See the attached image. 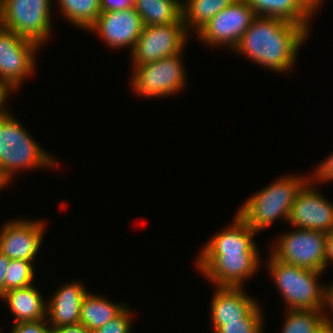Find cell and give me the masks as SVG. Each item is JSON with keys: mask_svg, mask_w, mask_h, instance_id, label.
Segmentation results:
<instances>
[{"mask_svg": "<svg viewBox=\"0 0 333 333\" xmlns=\"http://www.w3.org/2000/svg\"><path fill=\"white\" fill-rule=\"evenodd\" d=\"M231 224L213 235L199 250L196 266L214 286L243 287L261 264L256 232L237 214Z\"/></svg>", "mask_w": 333, "mask_h": 333, "instance_id": "1", "label": "cell"}, {"mask_svg": "<svg viewBox=\"0 0 333 333\" xmlns=\"http://www.w3.org/2000/svg\"><path fill=\"white\" fill-rule=\"evenodd\" d=\"M308 35L309 32L301 25L256 16L233 52L281 74L292 70L299 53L297 51Z\"/></svg>", "mask_w": 333, "mask_h": 333, "instance_id": "2", "label": "cell"}, {"mask_svg": "<svg viewBox=\"0 0 333 333\" xmlns=\"http://www.w3.org/2000/svg\"><path fill=\"white\" fill-rule=\"evenodd\" d=\"M49 154L7 108L0 112V176L7 184L18 170L55 168L58 161Z\"/></svg>", "mask_w": 333, "mask_h": 333, "instance_id": "3", "label": "cell"}, {"mask_svg": "<svg viewBox=\"0 0 333 333\" xmlns=\"http://www.w3.org/2000/svg\"><path fill=\"white\" fill-rule=\"evenodd\" d=\"M310 175H286L248 197L237 215L256 233L271 226L277 219L288 222L291 207Z\"/></svg>", "mask_w": 333, "mask_h": 333, "instance_id": "4", "label": "cell"}, {"mask_svg": "<svg viewBox=\"0 0 333 333\" xmlns=\"http://www.w3.org/2000/svg\"><path fill=\"white\" fill-rule=\"evenodd\" d=\"M267 270L275 281L287 310H323L325 286L318 281L317 270L290 265L268 258Z\"/></svg>", "mask_w": 333, "mask_h": 333, "instance_id": "5", "label": "cell"}, {"mask_svg": "<svg viewBox=\"0 0 333 333\" xmlns=\"http://www.w3.org/2000/svg\"><path fill=\"white\" fill-rule=\"evenodd\" d=\"M182 55L180 53L158 61L135 65L130 80L133 91L144 98H162L180 93L187 84Z\"/></svg>", "mask_w": 333, "mask_h": 333, "instance_id": "6", "label": "cell"}, {"mask_svg": "<svg viewBox=\"0 0 333 333\" xmlns=\"http://www.w3.org/2000/svg\"><path fill=\"white\" fill-rule=\"evenodd\" d=\"M52 0H2L4 28L40 47L52 33Z\"/></svg>", "mask_w": 333, "mask_h": 333, "instance_id": "7", "label": "cell"}, {"mask_svg": "<svg viewBox=\"0 0 333 333\" xmlns=\"http://www.w3.org/2000/svg\"><path fill=\"white\" fill-rule=\"evenodd\" d=\"M40 46L13 31H0V88L7 94L20 88L22 81L34 74Z\"/></svg>", "mask_w": 333, "mask_h": 333, "instance_id": "8", "label": "cell"}, {"mask_svg": "<svg viewBox=\"0 0 333 333\" xmlns=\"http://www.w3.org/2000/svg\"><path fill=\"white\" fill-rule=\"evenodd\" d=\"M326 233L311 229H293L279 235L270 254L290 265L325 271Z\"/></svg>", "mask_w": 333, "mask_h": 333, "instance_id": "9", "label": "cell"}, {"mask_svg": "<svg viewBox=\"0 0 333 333\" xmlns=\"http://www.w3.org/2000/svg\"><path fill=\"white\" fill-rule=\"evenodd\" d=\"M188 37L183 18L177 23L144 26L130 53L131 64L134 67L183 53Z\"/></svg>", "mask_w": 333, "mask_h": 333, "instance_id": "10", "label": "cell"}, {"mask_svg": "<svg viewBox=\"0 0 333 333\" xmlns=\"http://www.w3.org/2000/svg\"><path fill=\"white\" fill-rule=\"evenodd\" d=\"M255 17L246 0H235L195 35L208 47L227 45L226 48L233 51Z\"/></svg>", "mask_w": 333, "mask_h": 333, "instance_id": "11", "label": "cell"}, {"mask_svg": "<svg viewBox=\"0 0 333 333\" xmlns=\"http://www.w3.org/2000/svg\"><path fill=\"white\" fill-rule=\"evenodd\" d=\"M314 186V182L309 180L299 191L291 207L288 224L297 229L328 233L333 229V203Z\"/></svg>", "mask_w": 333, "mask_h": 333, "instance_id": "12", "label": "cell"}, {"mask_svg": "<svg viewBox=\"0 0 333 333\" xmlns=\"http://www.w3.org/2000/svg\"><path fill=\"white\" fill-rule=\"evenodd\" d=\"M46 223L39 219H13L0 230V252L10 260L34 262L41 247Z\"/></svg>", "mask_w": 333, "mask_h": 333, "instance_id": "13", "label": "cell"}, {"mask_svg": "<svg viewBox=\"0 0 333 333\" xmlns=\"http://www.w3.org/2000/svg\"><path fill=\"white\" fill-rule=\"evenodd\" d=\"M143 27L141 16L131 7L118 11H101L88 31L100 36L112 49L128 47L132 52Z\"/></svg>", "mask_w": 333, "mask_h": 333, "instance_id": "14", "label": "cell"}, {"mask_svg": "<svg viewBox=\"0 0 333 333\" xmlns=\"http://www.w3.org/2000/svg\"><path fill=\"white\" fill-rule=\"evenodd\" d=\"M256 16L282 19L301 25L309 33L312 15L324 0H246Z\"/></svg>", "mask_w": 333, "mask_h": 333, "instance_id": "15", "label": "cell"}, {"mask_svg": "<svg viewBox=\"0 0 333 333\" xmlns=\"http://www.w3.org/2000/svg\"><path fill=\"white\" fill-rule=\"evenodd\" d=\"M211 302V325L224 321H242L259 303L243 287L216 286Z\"/></svg>", "mask_w": 333, "mask_h": 333, "instance_id": "16", "label": "cell"}, {"mask_svg": "<svg viewBox=\"0 0 333 333\" xmlns=\"http://www.w3.org/2000/svg\"><path fill=\"white\" fill-rule=\"evenodd\" d=\"M83 285L78 281L66 283L47 301L46 320L52 329L80 323L82 300L88 292Z\"/></svg>", "mask_w": 333, "mask_h": 333, "instance_id": "17", "label": "cell"}, {"mask_svg": "<svg viewBox=\"0 0 333 333\" xmlns=\"http://www.w3.org/2000/svg\"><path fill=\"white\" fill-rule=\"evenodd\" d=\"M8 304L14 316V323L34 322L46 319L47 303L35 285L12 289L1 297Z\"/></svg>", "mask_w": 333, "mask_h": 333, "instance_id": "18", "label": "cell"}, {"mask_svg": "<svg viewBox=\"0 0 333 333\" xmlns=\"http://www.w3.org/2000/svg\"><path fill=\"white\" fill-rule=\"evenodd\" d=\"M125 303L124 301L116 304L101 295L91 294L88 291L82 300L80 323L94 332L117 317L127 307Z\"/></svg>", "mask_w": 333, "mask_h": 333, "instance_id": "19", "label": "cell"}, {"mask_svg": "<svg viewBox=\"0 0 333 333\" xmlns=\"http://www.w3.org/2000/svg\"><path fill=\"white\" fill-rule=\"evenodd\" d=\"M183 0H135L144 26L177 23L183 18Z\"/></svg>", "mask_w": 333, "mask_h": 333, "instance_id": "20", "label": "cell"}, {"mask_svg": "<svg viewBox=\"0 0 333 333\" xmlns=\"http://www.w3.org/2000/svg\"><path fill=\"white\" fill-rule=\"evenodd\" d=\"M235 0H185L183 5V21L188 33L196 34L221 10ZM190 30V32H189ZM193 30V31H192Z\"/></svg>", "mask_w": 333, "mask_h": 333, "instance_id": "21", "label": "cell"}, {"mask_svg": "<svg viewBox=\"0 0 333 333\" xmlns=\"http://www.w3.org/2000/svg\"><path fill=\"white\" fill-rule=\"evenodd\" d=\"M59 10L73 26L89 30L101 13L100 0H56Z\"/></svg>", "mask_w": 333, "mask_h": 333, "instance_id": "22", "label": "cell"}, {"mask_svg": "<svg viewBox=\"0 0 333 333\" xmlns=\"http://www.w3.org/2000/svg\"><path fill=\"white\" fill-rule=\"evenodd\" d=\"M281 333H317L325 326L323 310H287Z\"/></svg>", "mask_w": 333, "mask_h": 333, "instance_id": "23", "label": "cell"}, {"mask_svg": "<svg viewBox=\"0 0 333 333\" xmlns=\"http://www.w3.org/2000/svg\"><path fill=\"white\" fill-rule=\"evenodd\" d=\"M263 312L258 304L242 321H224L222 326H212L214 333H264Z\"/></svg>", "mask_w": 333, "mask_h": 333, "instance_id": "24", "label": "cell"}, {"mask_svg": "<svg viewBox=\"0 0 333 333\" xmlns=\"http://www.w3.org/2000/svg\"><path fill=\"white\" fill-rule=\"evenodd\" d=\"M34 262L11 260L5 275V292L34 284Z\"/></svg>", "mask_w": 333, "mask_h": 333, "instance_id": "25", "label": "cell"}, {"mask_svg": "<svg viewBox=\"0 0 333 333\" xmlns=\"http://www.w3.org/2000/svg\"><path fill=\"white\" fill-rule=\"evenodd\" d=\"M134 315L127 306L117 317L105 323L93 333H131V319Z\"/></svg>", "mask_w": 333, "mask_h": 333, "instance_id": "26", "label": "cell"}, {"mask_svg": "<svg viewBox=\"0 0 333 333\" xmlns=\"http://www.w3.org/2000/svg\"><path fill=\"white\" fill-rule=\"evenodd\" d=\"M11 329L12 330L9 331V333H53L52 328L48 325L46 319L34 322L14 323Z\"/></svg>", "mask_w": 333, "mask_h": 333, "instance_id": "27", "label": "cell"}, {"mask_svg": "<svg viewBox=\"0 0 333 333\" xmlns=\"http://www.w3.org/2000/svg\"><path fill=\"white\" fill-rule=\"evenodd\" d=\"M314 171L310 175V180H313L314 184L333 181V152L323 162H320Z\"/></svg>", "mask_w": 333, "mask_h": 333, "instance_id": "28", "label": "cell"}, {"mask_svg": "<svg viewBox=\"0 0 333 333\" xmlns=\"http://www.w3.org/2000/svg\"><path fill=\"white\" fill-rule=\"evenodd\" d=\"M327 310L331 311L330 312V315L332 314L331 316L329 314H326V312L329 313V311ZM323 312H324L325 325L329 326L333 330V283L332 282L325 286Z\"/></svg>", "mask_w": 333, "mask_h": 333, "instance_id": "29", "label": "cell"}, {"mask_svg": "<svg viewBox=\"0 0 333 333\" xmlns=\"http://www.w3.org/2000/svg\"><path fill=\"white\" fill-rule=\"evenodd\" d=\"M135 0H100L101 11H118L134 7Z\"/></svg>", "mask_w": 333, "mask_h": 333, "instance_id": "30", "label": "cell"}, {"mask_svg": "<svg viewBox=\"0 0 333 333\" xmlns=\"http://www.w3.org/2000/svg\"><path fill=\"white\" fill-rule=\"evenodd\" d=\"M52 331L53 333H93L81 323L55 327Z\"/></svg>", "mask_w": 333, "mask_h": 333, "instance_id": "31", "label": "cell"}, {"mask_svg": "<svg viewBox=\"0 0 333 333\" xmlns=\"http://www.w3.org/2000/svg\"><path fill=\"white\" fill-rule=\"evenodd\" d=\"M10 259L0 252V297L5 293V275Z\"/></svg>", "mask_w": 333, "mask_h": 333, "instance_id": "32", "label": "cell"}, {"mask_svg": "<svg viewBox=\"0 0 333 333\" xmlns=\"http://www.w3.org/2000/svg\"><path fill=\"white\" fill-rule=\"evenodd\" d=\"M333 261V229L326 233V242H325V269L327 266L329 267L328 264L329 262ZM333 263V262H332Z\"/></svg>", "mask_w": 333, "mask_h": 333, "instance_id": "33", "label": "cell"}, {"mask_svg": "<svg viewBox=\"0 0 333 333\" xmlns=\"http://www.w3.org/2000/svg\"><path fill=\"white\" fill-rule=\"evenodd\" d=\"M9 96L0 88V112L5 108V102Z\"/></svg>", "mask_w": 333, "mask_h": 333, "instance_id": "34", "label": "cell"}, {"mask_svg": "<svg viewBox=\"0 0 333 333\" xmlns=\"http://www.w3.org/2000/svg\"><path fill=\"white\" fill-rule=\"evenodd\" d=\"M3 28H4V25H3L2 0H0V31Z\"/></svg>", "mask_w": 333, "mask_h": 333, "instance_id": "35", "label": "cell"}, {"mask_svg": "<svg viewBox=\"0 0 333 333\" xmlns=\"http://www.w3.org/2000/svg\"><path fill=\"white\" fill-rule=\"evenodd\" d=\"M317 333H333V330L329 327V326H327V325H325L319 332H317Z\"/></svg>", "mask_w": 333, "mask_h": 333, "instance_id": "36", "label": "cell"}, {"mask_svg": "<svg viewBox=\"0 0 333 333\" xmlns=\"http://www.w3.org/2000/svg\"><path fill=\"white\" fill-rule=\"evenodd\" d=\"M6 185H8L0 176V190H2V188H4Z\"/></svg>", "mask_w": 333, "mask_h": 333, "instance_id": "37", "label": "cell"}]
</instances>
